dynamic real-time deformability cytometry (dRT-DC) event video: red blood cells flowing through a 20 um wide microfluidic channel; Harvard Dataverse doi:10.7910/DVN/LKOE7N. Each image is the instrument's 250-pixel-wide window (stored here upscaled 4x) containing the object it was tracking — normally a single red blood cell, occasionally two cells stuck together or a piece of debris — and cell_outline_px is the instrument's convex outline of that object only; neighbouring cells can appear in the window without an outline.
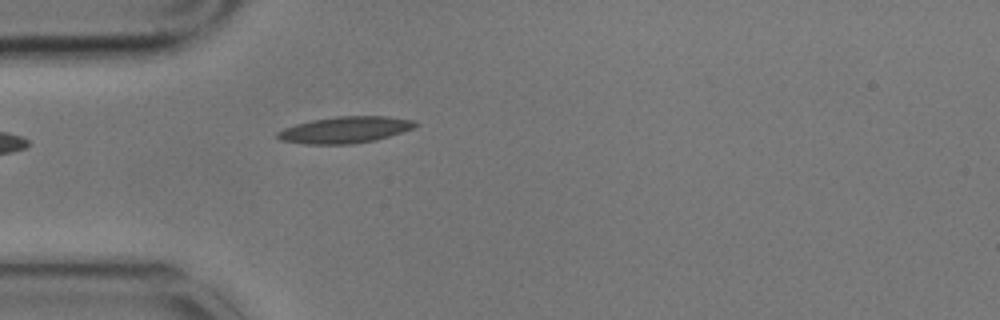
{"species": "common noctule bat (a hibernating species)", "species_latin": "Nyctalus noctula", "temperature_condition": "cold", "stored_images_in_passage": 1, "camera_frame_rate_fps": 3000, "um_per_image_px": 0.085, "animal": {"sex": "male", "body_mass_g": 17.9}, "frame": {"image": 1, "passage_image": 1, "time_ms": 0.0, "image_size_px": [1000, 320], "cell_outline_px": [[420, 124], [412, 128], [376, 140], [352, 144], [304, 144], [280, 140], [276, 136], [276, 132], [284, 128], [296, 124], [312, 120], [336, 116], [388, 116], [412, 120]], "centroid_in_image_um": [29.3, 11.03], "position_along_channel_um": 55.7, "area_um2": 21.21}}